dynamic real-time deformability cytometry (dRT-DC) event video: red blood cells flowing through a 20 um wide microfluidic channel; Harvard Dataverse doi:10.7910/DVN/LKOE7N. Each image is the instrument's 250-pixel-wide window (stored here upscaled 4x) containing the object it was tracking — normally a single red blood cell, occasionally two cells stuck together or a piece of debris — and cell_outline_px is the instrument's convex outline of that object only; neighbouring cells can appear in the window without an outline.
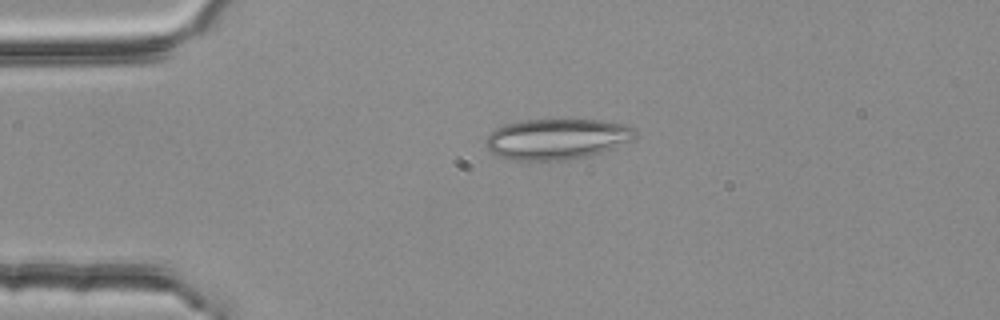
{"species": "common noctule bat (a hibernating species)", "species_latin": "Nyctalus noctula", "temperature_condition": "room temperature", "stored_images_in_passage": 2, "camera_frame_rate_fps": 3000, "um_per_image_px": 0.085, "animal": {"sex": "female", "body_mass_g": 25.1}, "frame": {"image": 1, "passage_image": 1, "time_ms": 0.0, "image_size_px": [1000, 320], "cell_outline_px": [[636, 136], [632, 140], [612, 148], [600, 152], [584, 156], [564, 160], [504, 160], [496, 156], [488, 148], [484, 140], [496, 128], [504, 124], [520, 120], [564, 116], [604, 120], [624, 124], [636, 128]], "centroid_in_image_um": [47.33, 11.75], "position_along_channel_um": 37.7, "area_um2": 36.7}}